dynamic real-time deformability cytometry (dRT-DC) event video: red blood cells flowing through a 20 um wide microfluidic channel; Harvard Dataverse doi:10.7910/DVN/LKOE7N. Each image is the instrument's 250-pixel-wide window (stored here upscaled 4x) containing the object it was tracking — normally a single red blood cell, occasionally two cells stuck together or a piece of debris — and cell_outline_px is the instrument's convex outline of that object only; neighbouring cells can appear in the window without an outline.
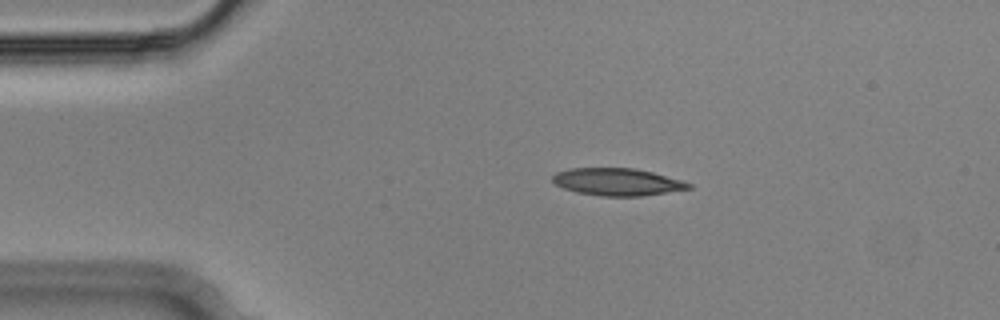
{"species": "Egyptian fruit bat (a non-hibernating species)", "species_latin": "Rousettus aegyptiacus", "temperature_condition": "cold", "stored_images_in_passage": 46, "camera_frame_rate_fps": 3000, "um_per_image_px": 0.085, "animal": {"sex": "male"}, "frame": {"image": 1, "passage_image": 2, "time_ms": 0.333, "image_size_px": [1000, 320], "cell_outline_px": [[692, 188], [644, 196], [600, 196], [576, 192], [564, 188], [556, 184], [552, 180], [552, 176], [556, 172], [568, 168], [636, 168], [652, 172], [680, 180], [692, 184]], "centroid_in_image_um": [52.45, 15.46], "position_along_channel_um": 32.5, "area_um2": 21.68}}
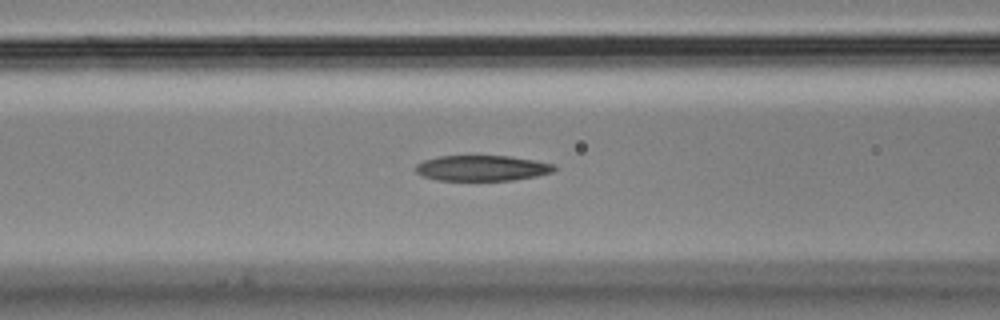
{"frame": {"image": 2, "passage_image": 13, "time_ms": 4.0, "image_size_px": [1000, 320], "cell_outline_px": [[560, 168], [552, 172], [536, 176], [512, 180], [436, 180], [424, 176], [416, 172], [416, 164], [424, 160], [440, 156], [508, 156], [556, 164]], "centroid_in_image_um": [41.01, 14.29], "position_along_channel_um": 125.6, "area_um2": 20.58}}
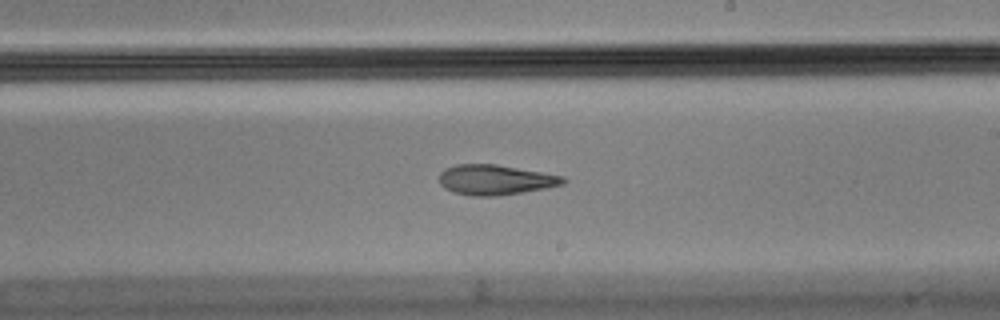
{"frame": {"image": 3, "passage_image": 23, "time_ms": 7.333, "image_size_px": [1000, 320], "cell_outline_px": [[568, 180], [564, 184], [524, 192], [496, 196], [472, 196], [452, 192], [444, 188], [440, 184], [440, 172], [444, 168], [456, 164], [496, 164], [564, 176]], "centroid_in_image_um": [42.09, 15.28], "position_along_channel_um": 246.9, "area_um2": 21.85}}